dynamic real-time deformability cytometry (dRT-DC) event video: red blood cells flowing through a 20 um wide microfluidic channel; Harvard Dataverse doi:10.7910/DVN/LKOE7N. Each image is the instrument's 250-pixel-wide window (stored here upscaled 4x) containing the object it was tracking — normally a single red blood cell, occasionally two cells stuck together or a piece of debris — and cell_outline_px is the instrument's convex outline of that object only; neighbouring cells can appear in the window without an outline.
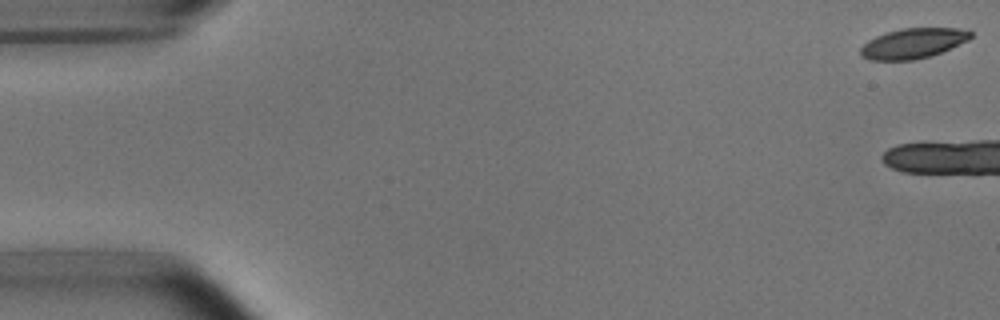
{"species": "common noctule bat (a hibernating species)", "species_latin": "Nyctalus noctula", "temperature_condition": "room temperature", "stored_images_in_passage": 7, "camera_frame_rate_fps": 3000, "um_per_image_px": 0.085, "animal": {"sex": "male", "body_mass_g": 15.6}, "frame": {"image": 1, "passage_image": 1, "time_ms": 0.0, "image_size_px": [1000, 320], "cell_outline_px": [[972, 36], [968, 40], [940, 52], [916, 60], [868, 60], [860, 56], [860, 48], [868, 40], [876, 36], [900, 28], [956, 28], [972, 32]], "centroid_in_image_um": [77.56, 3.69], "position_along_channel_um": 7.4, "area_um2": 19.19}}